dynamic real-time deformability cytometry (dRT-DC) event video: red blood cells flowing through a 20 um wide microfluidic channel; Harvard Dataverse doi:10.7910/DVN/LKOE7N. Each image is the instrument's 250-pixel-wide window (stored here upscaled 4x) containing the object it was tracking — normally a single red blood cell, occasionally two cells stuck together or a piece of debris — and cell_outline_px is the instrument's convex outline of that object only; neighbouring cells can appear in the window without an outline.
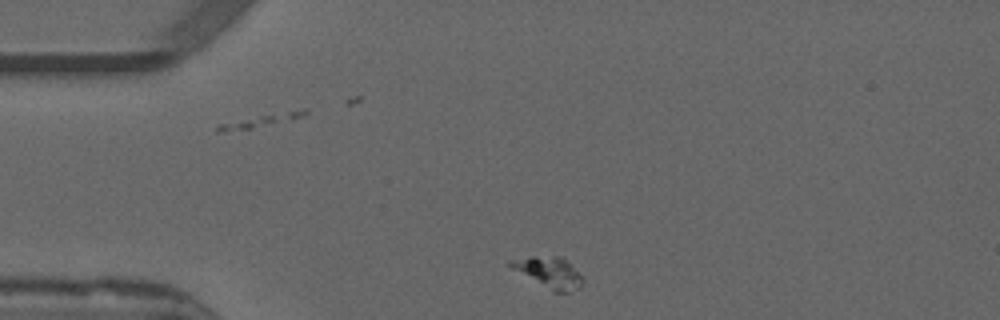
{"species": "common noctule bat (a hibernating species)", "species_latin": "Nyctalus noctula", "temperature_condition": "warm", "stored_images_in_passage": 44, "camera_frame_rate_fps": 3000, "um_per_image_px": 0.085, "animal": {"sex": "male", "forearm_length_mm": 52.5}, "frame": {"image": 1, "passage_image": 1, "time_ms": 0.0, "image_size_px": [1000, 320], "cell_outline_px": [[580, 288], [568, 292], [552, 292], [512, 268], [508, 264], [508, 260], [532, 256], [560, 256], [580, 272]], "centroid_in_image_um": [46.64, 23.15], "position_along_channel_um": 38.4, "area_um2": 12.83}}
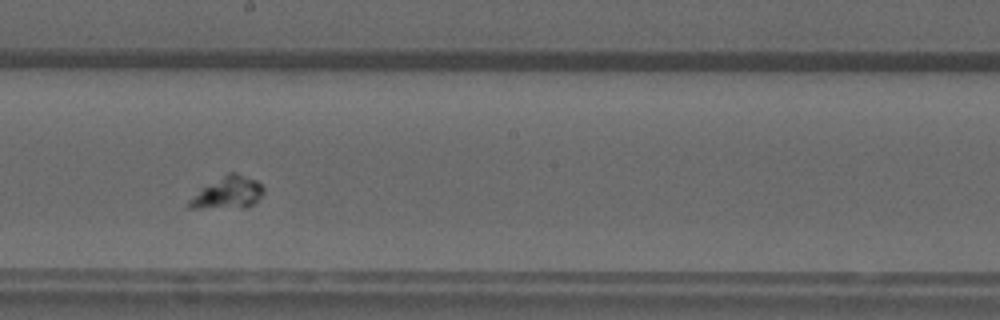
{"frame": {"image": 2, "passage_image": 19, "time_ms": 6.0, "image_size_px": [1000, 320], "cell_outline_px": [[264, 192], [248, 208], [188, 208], [188, 200], [200, 188], [228, 172], [236, 172], [256, 180], [264, 188]], "centroid_in_image_um": [19.34, 16.38], "position_along_channel_um": 228.9, "area_um2": 14.05}}
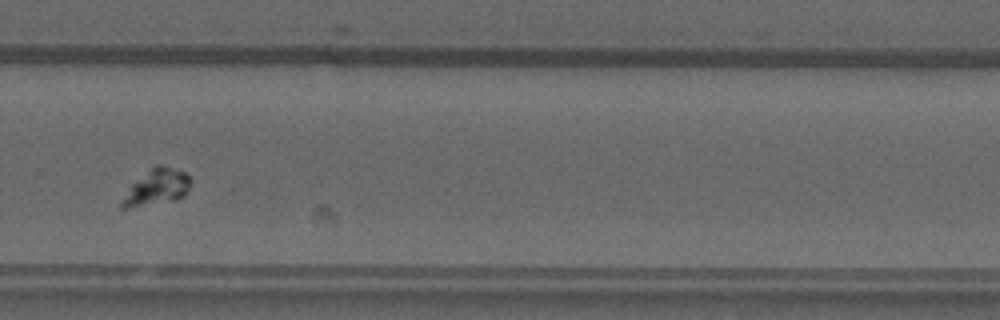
{"frame": {"image": 3, "passage_image": 26, "time_ms": 8.333, "image_size_px": [1000, 320], "cell_outline_px": [[192, 180], [184, 196], [176, 200], [128, 208], [120, 208], [120, 204], [132, 184], [156, 164], [160, 164], [184, 172]], "centroid_in_image_um": [13.34, 15.92], "position_along_channel_um": 316.5, "area_um2": 14.05}}